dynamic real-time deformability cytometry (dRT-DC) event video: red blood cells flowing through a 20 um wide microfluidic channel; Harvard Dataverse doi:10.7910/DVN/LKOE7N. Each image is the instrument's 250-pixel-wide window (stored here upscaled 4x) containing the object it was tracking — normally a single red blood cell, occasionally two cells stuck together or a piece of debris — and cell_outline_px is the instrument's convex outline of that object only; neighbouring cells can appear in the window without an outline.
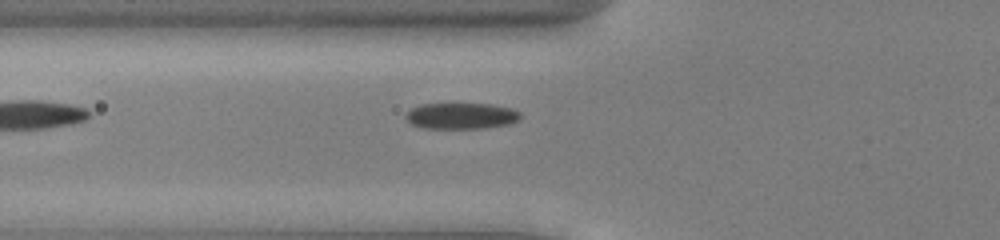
{"species": "common noctule bat (a hibernating species)", "species_latin": "Nyctalus noctula", "temperature_condition": "cold", "stored_images_in_passage": 37, "camera_frame_rate_fps": 3000, "um_per_image_px": 0.085, "animal": {"sex": "male", "body_mass_g": 13.0, "forearm_length_mm": 53.1}, "frame": {"image": 1, "passage_image": 4, "time_ms": 1.0, "image_size_px": [1000, 240], "cell_outline_px": [[520, 120], [508, 124], [484, 128], [424, 128], [412, 124], [404, 116], [412, 108], [420, 104], [492, 104], [512, 108], [520, 112]], "centroid_in_image_um": [39.23, 9.85], "position_along_channel_um": 86.6, "area_um2": 17.4}}
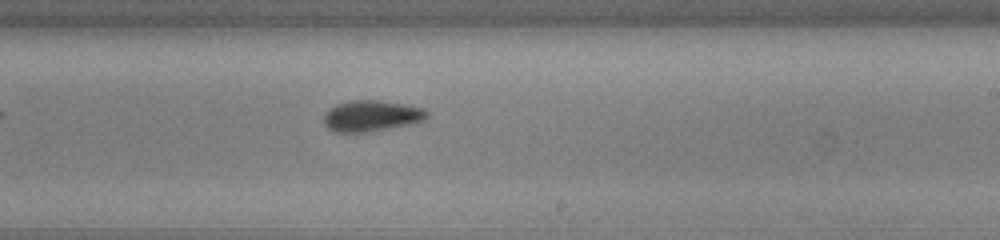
{"frame": {"image": 2, "passage_image": 17, "time_ms": 5.333, "image_size_px": [1000, 240], "cell_outline_px": [[428, 116], [424, 120], [412, 124], [372, 132], [336, 132], [328, 128], [324, 124], [324, 116], [328, 108], [336, 104], [352, 100], [380, 100], [404, 104], [424, 108], [428, 112]], "centroid_in_image_um": [31.58, 9.85], "position_along_channel_um": 257.4, "area_um2": 18.9}}
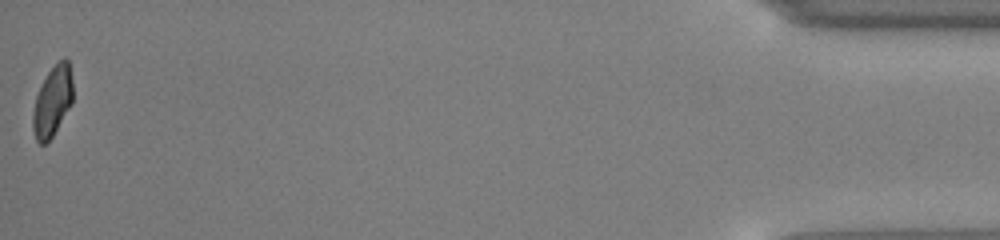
{"frame": {"image": 3, "passage_image": 37, "time_ms": 12.0, "image_size_px": [1000, 240], "cell_outline_px": [[72, 104], [52, 136], [44, 144], [40, 144], [36, 140], [32, 128], [32, 116], [36, 96], [48, 72], [64, 56], [68, 60], [72, 80]], "centroid_in_image_um": [4.46, 8.62], "position_along_channel_um": 430.7, "area_um2": 16.13}, "authors_computed_cell_mechanics": {"area_um2": 17.918, "velocity_mm_per_s": 3.9386, "shape_relaxation_time_tau1_ms": 2.3316, "shape_relaxation_time_tau2_ms": 2.5014, "deformation_change_tau1": 0.099, "deformation_change_tau2": 0.0815}}